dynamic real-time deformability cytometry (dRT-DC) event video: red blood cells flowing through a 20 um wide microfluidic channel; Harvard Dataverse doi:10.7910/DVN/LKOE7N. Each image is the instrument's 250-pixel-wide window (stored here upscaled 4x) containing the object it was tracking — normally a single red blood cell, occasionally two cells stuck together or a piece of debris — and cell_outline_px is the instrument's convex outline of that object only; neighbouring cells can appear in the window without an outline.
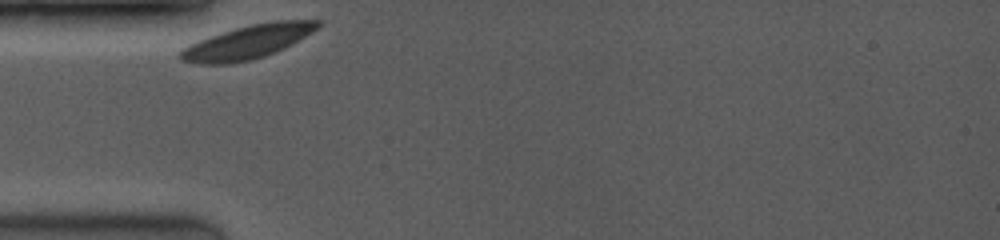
{"species": "common noctule bat (a hibernating species)", "species_latin": "Nyctalus noctula", "temperature_condition": "room temperature", "stored_images_in_passage": 26, "camera_frame_rate_fps": 3500, "um_per_image_px": 0.085, "animal": {"sex": "female", "body_mass_g": 19.0, "forearm_length_mm": 53.3}, "frame": {"image": 1, "passage_image": 1, "time_ms": 0.0, "image_size_px": [1000, 240], "cell_outline_px": [[324, 20], [312, 32], [284, 48], [264, 56], [232, 64], [196, 64], [180, 60], [176, 56], [184, 48], [200, 40], [236, 28], [252, 24], [272, 20]], "centroid_in_image_um": [21.04, 3.57], "position_along_channel_um": 64.0, "area_um2": 26.59}}
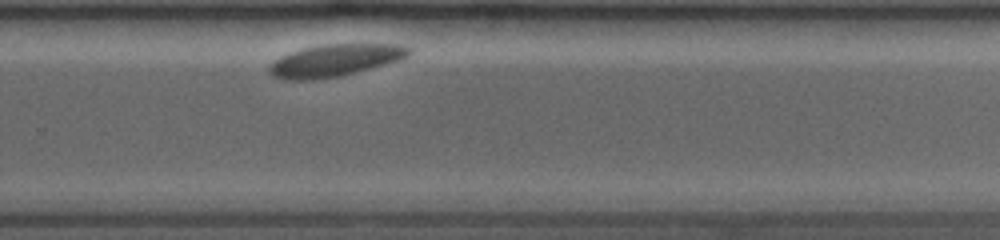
{"frame": {"image": 2, "passage_image": 19, "time_ms": 6.857, "image_size_px": [1000, 240], "cell_outline_px": [[412, 52], [408, 56], [400, 60], [340, 76], [316, 80], [284, 80], [272, 76], [268, 72], [268, 68], [280, 56], [304, 48], [324, 44], [352, 40], [364, 40], [400, 44], [412, 48]], "centroid_in_image_um": [28.58, 5.06], "position_along_channel_um": 301.2, "area_um2": 27.4}}
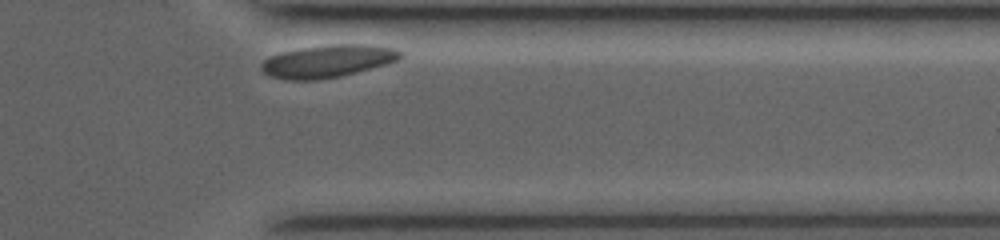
{"frame": {"image": 3, "passage_image": 25, "time_ms": 9.143, "image_size_px": [1000, 240], "cell_outline_px": [[404, 56], [396, 60], [384, 64], [356, 72], [340, 76], [316, 80], [284, 80], [268, 76], [260, 68], [260, 64], [264, 60], [280, 52], [300, 48], [332, 44], [368, 44], [396, 48], [404, 52]], "centroid_in_image_um": [27.84, 5.19], "position_along_channel_um": 383.6, "area_um2": 26.47}, "authors_computed_cell_mechanics": {"area_um2": 26.5591, "velocity_mm_per_s": 3.4932, "shape_relaxation_time_tau1_ms": 0.3469, "shape_relaxation_time_tau2_ms": null, "deformation_change_tau1": 0.0294, "deformation_change_tau2": null}}